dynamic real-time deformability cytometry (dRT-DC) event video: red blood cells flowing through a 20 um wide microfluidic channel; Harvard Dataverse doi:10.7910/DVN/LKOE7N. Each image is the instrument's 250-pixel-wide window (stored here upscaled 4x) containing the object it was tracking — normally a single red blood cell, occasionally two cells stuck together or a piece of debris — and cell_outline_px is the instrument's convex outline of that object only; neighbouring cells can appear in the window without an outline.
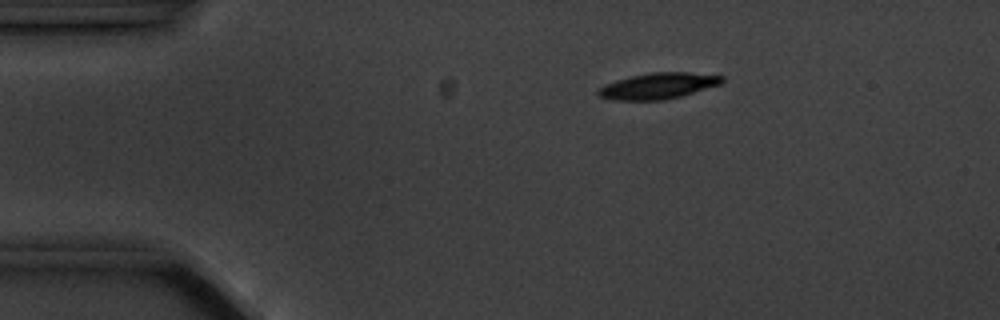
{"species": "common noctule bat (a hibernating species)", "species_latin": "Nyctalus noctula", "temperature_condition": "cold", "stored_images_in_passage": 8, "camera_frame_rate_fps": 3000, "um_per_image_px": 0.085, "animal": {"sex": "male", "body_mass_g": 20.1, "forearm_length_mm": 53.5}, "frame": {"image": 1, "passage_image": 3, "time_ms": 2.0, "image_size_px": [1000, 320], "cell_outline_px": [[724, 80], [720, 84], [680, 96], [664, 100], [612, 100], [600, 96], [596, 92], [596, 88], [604, 84], [616, 80], [648, 72], [688, 72], [724, 76]], "centroid_in_image_um": [55.89, 7.29], "position_along_channel_um": 29.1, "area_um2": 18.79}}
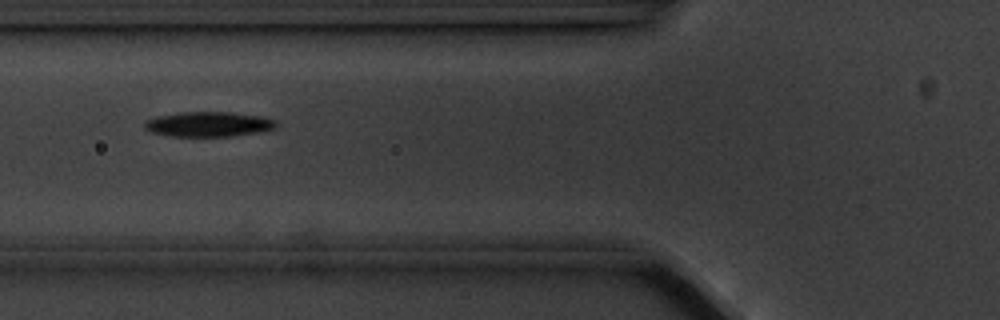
{"frame": {"image": 2, "passage_image": 6, "time_ms": 5.667, "image_size_px": [1000, 320], "cell_outline_px": [[276, 128], [256, 132], [232, 136], [172, 136], [152, 132], [144, 128], [144, 120], [156, 116], [180, 112], [232, 112], [260, 116], [276, 120]], "centroid_in_image_um": [17.69, 10.55], "position_along_channel_um": 108.1, "area_um2": 19.07}}